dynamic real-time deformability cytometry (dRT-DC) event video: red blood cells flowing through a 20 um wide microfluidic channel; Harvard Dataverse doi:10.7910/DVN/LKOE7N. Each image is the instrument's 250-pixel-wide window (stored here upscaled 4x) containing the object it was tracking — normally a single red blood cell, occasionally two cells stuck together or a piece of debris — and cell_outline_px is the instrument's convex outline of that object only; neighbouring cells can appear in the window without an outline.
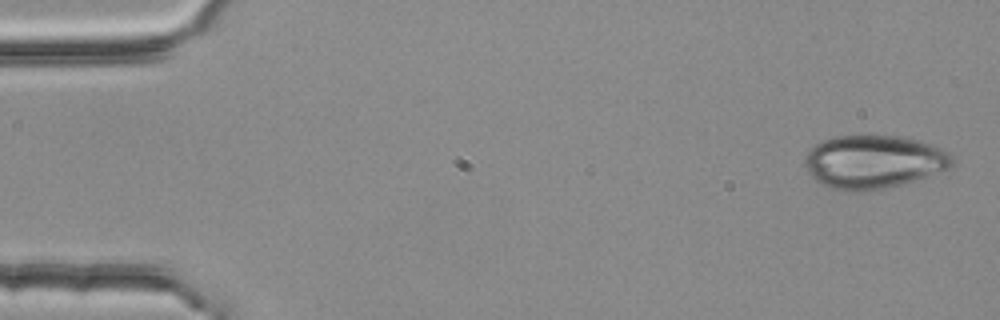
{"species": "common noctule bat (a hibernating species)", "species_latin": "Nyctalus noctula", "temperature_condition": "room temperature", "stored_images_in_passage": 4, "camera_frame_rate_fps": 3000, "um_per_image_px": 0.085, "animal": {"sex": "female", "body_mass_g": 25.1}, "frame": {"image": 1, "passage_image": 1, "time_ms": 0.0, "image_size_px": [1000, 320], "cell_outline_px": [[952, 164], [948, 168], [888, 188], [860, 192], [848, 192], [832, 188], [816, 180], [808, 172], [804, 160], [808, 152], [816, 144], [824, 140], [836, 136], [900, 136], [920, 140], [940, 148], [948, 152], [952, 156]], "centroid_in_image_um": [74.23, 13.75], "position_along_channel_um": 10.8, "area_um2": 45.26}}